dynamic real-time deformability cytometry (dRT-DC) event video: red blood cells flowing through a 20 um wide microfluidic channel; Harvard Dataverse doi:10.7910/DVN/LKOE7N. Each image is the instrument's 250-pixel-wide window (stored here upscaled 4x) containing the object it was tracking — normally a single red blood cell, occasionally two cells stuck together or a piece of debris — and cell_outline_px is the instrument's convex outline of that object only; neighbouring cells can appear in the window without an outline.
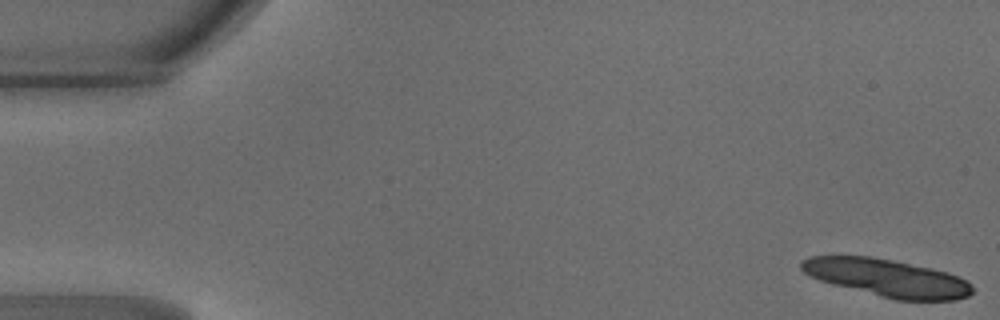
{"species": "common noctule bat (a hibernating species)", "species_latin": "Nyctalus noctula", "temperature_condition": "warm", "stored_images_in_passage": 14, "camera_frame_rate_fps": 3000, "um_per_image_px": 0.085, "animal": {"sex": "male", "body_mass_g": 18.8}, "frame": {"image": 1, "passage_image": 1, "time_ms": 0.0, "image_size_px": [1000, 320], "cell_outline_px": [[972, 292], [968, 296], [956, 300], [896, 300], [832, 284], [820, 280], [804, 272], [800, 268], [800, 260], [808, 256], [872, 256], [932, 268], [948, 272], [972, 284]], "centroid_in_image_um": [75.39, 23.61], "position_along_channel_um": 9.6, "area_um2": 37.28}}